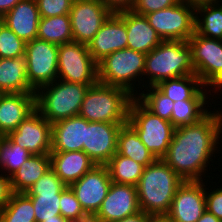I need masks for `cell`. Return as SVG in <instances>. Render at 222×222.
Returning a JSON list of instances; mask_svg holds the SVG:
<instances>
[{"label": "cell", "instance_id": "cell-20", "mask_svg": "<svg viewBox=\"0 0 222 222\" xmlns=\"http://www.w3.org/2000/svg\"><path fill=\"white\" fill-rule=\"evenodd\" d=\"M116 14L126 25L127 48L147 54L163 41L151 27L145 15L134 13L132 10H124Z\"/></svg>", "mask_w": 222, "mask_h": 222}, {"label": "cell", "instance_id": "cell-11", "mask_svg": "<svg viewBox=\"0 0 222 222\" xmlns=\"http://www.w3.org/2000/svg\"><path fill=\"white\" fill-rule=\"evenodd\" d=\"M27 79L36 91L58 79V45L33 39L25 45Z\"/></svg>", "mask_w": 222, "mask_h": 222}, {"label": "cell", "instance_id": "cell-29", "mask_svg": "<svg viewBox=\"0 0 222 222\" xmlns=\"http://www.w3.org/2000/svg\"><path fill=\"white\" fill-rule=\"evenodd\" d=\"M219 5L217 2L195 8V32L198 35L222 40V3ZM198 13H203L202 19Z\"/></svg>", "mask_w": 222, "mask_h": 222}, {"label": "cell", "instance_id": "cell-23", "mask_svg": "<svg viewBox=\"0 0 222 222\" xmlns=\"http://www.w3.org/2000/svg\"><path fill=\"white\" fill-rule=\"evenodd\" d=\"M51 168L66 186L79 180L96 163L84 151L50 152Z\"/></svg>", "mask_w": 222, "mask_h": 222}, {"label": "cell", "instance_id": "cell-38", "mask_svg": "<svg viewBox=\"0 0 222 222\" xmlns=\"http://www.w3.org/2000/svg\"><path fill=\"white\" fill-rule=\"evenodd\" d=\"M66 185L50 168L26 193H61Z\"/></svg>", "mask_w": 222, "mask_h": 222}, {"label": "cell", "instance_id": "cell-27", "mask_svg": "<svg viewBox=\"0 0 222 222\" xmlns=\"http://www.w3.org/2000/svg\"><path fill=\"white\" fill-rule=\"evenodd\" d=\"M117 153L133 159L144 167L152 164L156 160L155 156L142 143L136 131L128 123L120 128Z\"/></svg>", "mask_w": 222, "mask_h": 222}, {"label": "cell", "instance_id": "cell-49", "mask_svg": "<svg viewBox=\"0 0 222 222\" xmlns=\"http://www.w3.org/2000/svg\"><path fill=\"white\" fill-rule=\"evenodd\" d=\"M43 222H68V221L61 215H56V219L44 220Z\"/></svg>", "mask_w": 222, "mask_h": 222}, {"label": "cell", "instance_id": "cell-18", "mask_svg": "<svg viewBox=\"0 0 222 222\" xmlns=\"http://www.w3.org/2000/svg\"><path fill=\"white\" fill-rule=\"evenodd\" d=\"M128 34L125 22L112 13L87 45L92 58L98 63L107 55L127 48Z\"/></svg>", "mask_w": 222, "mask_h": 222}, {"label": "cell", "instance_id": "cell-33", "mask_svg": "<svg viewBox=\"0 0 222 222\" xmlns=\"http://www.w3.org/2000/svg\"><path fill=\"white\" fill-rule=\"evenodd\" d=\"M32 154L15 144L7 135L0 140V168L11 177Z\"/></svg>", "mask_w": 222, "mask_h": 222}, {"label": "cell", "instance_id": "cell-7", "mask_svg": "<svg viewBox=\"0 0 222 222\" xmlns=\"http://www.w3.org/2000/svg\"><path fill=\"white\" fill-rule=\"evenodd\" d=\"M145 58L146 54L129 48L107 55L97 63L98 82L124 88L136 97L137 90L132 85L137 76H144Z\"/></svg>", "mask_w": 222, "mask_h": 222}, {"label": "cell", "instance_id": "cell-4", "mask_svg": "<svg viewBox=\"0 0 222 222\" xmlns=\"http://www.w3.org/2000/svg\"><path fill=\"white\" fill-rule=\"evenodd\" d=\"M90 86L57 79L35 91V108L51 124L77 116Z\"/></svg>", "mask_w": 222, "mask_h": 222}, {"label": "cell", "instance_id": "cell-42", "mask_svg": "<svg viewBox=\"0 0 222 222\" xmlns=\"http://www.w3.org/2000/svg\"><path fill=\"white\" fill-rule=\"evenodd\" d=\"M12 194L10 177L0 174V211L9 202Z\"/></svg>", "mask_w": 222, "mask_h": 222}, {"label": "cell", "instance_id": "cell-51", "mask_svg": "<svg viewBox=\"0 0 222 222\" xmlns=\"http://www.w3.org/2000/svg\"><path fill=\"white\" fill-rule=\"evenodd\" d=\"M0 222H4V221H3V216H2V214H1V211H0Z\"/></svg>", "mask_w": 222, "mask_h": 222}, {"label": "cell", "instance_id": "cell-14", "mask_svg": "<svg viewBox=\"0 0 222 222\" xmlns=\"http://www.w3.org/2000/svg\"><path fill=\"white\" fill-rule=\"evenodd\" d=\"M7 136L32 155L50 154L51 152L52 124L36 109Z\"/></svg>", "mask_w": 222, "mask_h": 222}, {"label": "cell", "instance_id": "cell-47", "mask_svg": "<svg viewBox=\"0 0 222 222\" xmlns=\"http://www.w3.org/2000/svg\"><path fill=\"white\" fill-rule=\"evenodd\" d=\"M197 222H222L214 214L209 213L207 210L197 220Z\"/></svg>", "mask_w": 222, "mask_h": 222}, {"label": "cell", "instance_id": "cell-37", "mask_svg": "<svg viewBox=\"0 0 222 222\" xmlns=\"http://www.w3.org/2000/svg\"><path fill=\"white\" fill-rule=\"evenodd\" d=\"M26 43L4 23L0 25V58L25 56Z\"/></svg>", "mask_w": 222, "mask_h": 222}, {"label": "cell", "instance_id": "cell-9", "mask_svg": "<svg viewBox=\"0 0 222 222\" xmlns=\"http://www.w3.org/2000/svg\"><path fill=\"white\" fill-rule=\"evenodd\" d=\"M58 79L85 85L98 82L97 62L86 44L73 41L58 45Z\"/></svg>", "mask_w": 222, "mask_h": 222}, {"label": "cell", "instance_id": "cell-6", "mask_svg": "<svg viewBox=\"0 0 222 222\" xmlns=\"http://www.w3.org/2000/svg\"><path fill=\"white\" fill-rule=\"evenodd\" d=\"M127 123L156 159H162L166 155L175 131L170 121L154 115L134 97L129 106Z\"/></svg>", "mask_w": 222, "mask_h": 222}, {"label": "cell", "instance_id": "cell-40", "mask_svg": "<svg viewBox=\"0 0 222 222\" xmlns=\"http://www.w3.org/2000/svg\"><path fill=\"white\" fill-rule=\"evenodd\" d=\"M179 0H135L131 9L134 13L146 15L175 5Z\"/></svg>", "mask_w": 222, "mask_h": 222}, {"label": "cell", "instance_id": "cell-34", "mask_svg": "<svg viewBox=\"0 0 222 222\" xmlns=\"http://www.w3.org/2000/svg\"><path fill=\"white\" fill-rule=\"evenodd\" d=\"M32 201L36 222L56 219L60 214L61 193H26Z\"/></svg>", "mask_w": 222, "mask_h": 222}, {"label": "cell", "instance_id": "cell-8", "mask_svg": "<svg viewBox=\"0 0 222 222\" xmlns=\"http://www.w3.org/2000/svg\"><path fill=\"white\" fill-rule=\"evenodd\" d=\"M145 17L163 41H188L195 32V8L181 0Z\"/></svg>", "mask_w": 222, "mask_h": 222}, {"label": "cell", "instance_id": "cell-21", "mask_svg": "<svg viewBox=\"0 0 222 222\" xmlns=\"http://www.w3.org/2000/svg\"><path fill=\"white\" fill-rule=\"evenodd\" d=\"M88 121L77 115L52 124L51 152L83 151Z\"/></svg>", "mask_w": 222, "mask_h": 222}, {"label": "cell", "instance_id": "cell-16", "mask_svg": "<svg viewBox=\"0 0 222 222\" xmlns=\"http://www.w3.org/2000/svg\"><path fill=\"white\" fill-rule=\"evenodd\" d=\"M121 126V124L88 121V127H85L83 151L96 165H105L117 152Z\"/></svg>", "mask_w": 222, "mask_h": 222}, {"label": "cell", "instance_id": "cell-13", "mask_svg": "<svg viewBox=\"0 0 222 222\" xmlns=\"http://www.w3.org/2000/svg\"><path fill=\"white\" fill-rule=\"evenodd\" d=\"M112 181L106 165H95L69 187L84 212L92 218L100 209Z\"/></svg>", "mask_w": 222, "mask_h": 222}, {"label": "cell", "instance_id": "cell-30", "mask_svg": "<svg viewBox=\"0 0 222 222\" xmlns=\"http://www.w3.org/2000/svg\"><path fill=\"white\" fill-rule=\"evenodd\" d=\"M111 181L117 184L136 186L141 178L144 166L133 159L124 157L117 152L105 164Z\"/></svg>", "mask_w": 222, "mask_h": 222}, {"label": "cell", "instance_id": "cell-41", "mask_svg": "<svg viewBox=\"0 0 222 222\" xmlns=\"http://www.w3.org/2000/svg\"><path fill=\"white\" fill-rule=\"evenodd\" d=\"M206 189V210L222 221V188L213 189L210 193H207Z\"/></svg>", "mask_w": 222, "mask_h": 222}, {"label": "cell", "instance_id": "cell-5", "mask_svg": "<svg viewBox=\"0 0 222 222\" xmlns=\"http://www.w3.org/2000/svg\"><path fill=\"white\" fill-rule=\"evenodd\" d=\"M195 74L188 41H162L146 54L144 76L149 86L166 79Z\"/></svg>", "mask_w": 222, "mask_h": 222}, {"label": "cell", "instance_id": "cell-28", "mask_svg": "<svg viewBox=\"0 0 222 222\" xmlns=\"http://www.w3.org/2000/svg\"><path fill=\"white\" fill-rule=\"evenodd\" d=\"M37 39L57 45L73 42L69 14L40 17Z\"/></svg>", "mask_w": 222, "mask_h": 222}, {"label": "cell", "instance_id": "cell-45", "mask_svg": "<svg viewBox=\"0 0 222 222\" xmlns=\"http://www.w3.org/2000/svg\"><path fill=\"white\" fill-rule=\"evenodd\" d=\"M21 0H0V14L4 16Z\"/></svg>", "mask_w": 222, "mask_h": 222}, {"label": "cell", "instance_id": "cell-44", "mask_svg": "<svg viewBox=\"0 0 222 222\" xmlns=\"http://www.w3.org/2000/svg\"><path fill=\"white\" fill-rule=\"evenodd\" d=\"M150 217L151 215L143 211H139L133 215L127 216L126 218L114 222H149Z\"/></svg>", "mask_w": 222, "mask_h": 222}, {"label": "cell", "instance_id": "cell-15", "mask_svg": "<svg viewBox=\"0 0 222 222\" xmlns=\"http://www.w3.org/2000/svg\"><path fill=\"white\" fill-rule=\"evenodd\" d=\"M141 211L137 188L112 182L100 209L91 218L93 222H114Z\"/></svg>", "mask_w": 222, "mask_h": 222}, {"label": "cell", "instance_id": "cell-36", "mask_svg": "<svg viewBox=\"0 0 222 222\" xmlns=\"http://www.w3.org/2000/svg\"><path fill=\"white\" fill-rule=\"evenodd\" d=\"M60 214L67 221L72 222H89L91 220L69 186H66L60 194Z\"/></svg>", "mask_w": 222, "mask_h": 222}, {"label": "cell", "instance_id": "cell-25", "mask_svg": "<svg viewBox=\"0 0 222 222\" xmlns=\"http://www.w3.org/2000/svg\"><path fill=\"white\" fill-rule=\"evenodd\" d=\"M156 87L173 102L208 99L207 92L203 91L205 86L195 74L162 80Z\"/></svg>", "mask_w": 222, "mask_h": 222}, {"label": "cell", "instance_id": "cell-50", "mask_svg": "<svg viewBox=\"0 0 222 222\" xmlns=\"http://www.w3.org/2000/svg\"><path fill=\"white\" fill-rule=\"evenodd\" d=\"M3 23V16L0 14V25Z\"/></svg>", "mask_w": 222, "mask_h": 222}, {"label": "cell", "instance_id": "cell-32", "mask_svg": "<svg viewBox=\"0 0 222 222\" xmlns=\"http://www.w3.org/2000/svg\"><path fill=\"white\" fill-rule=\"evenodd\" d=\"M1 214L4 222H36L31 198L26 193H13Z\"/></svg>", "mask_w": 222, "mask_h": 222}, {"label": "cell", "instance_id": "cell-22", "mask_svg": "<svg viewBox=\"0 0 222 222\" xmlns=\"http://www.w3.org/2000/svg\"><path fill=\"white\" fill-rule=\"evenodd\" d=\"M39 21L36 0H21L3 16V23L25 43L37 38Z\"/></svg>", "mask_w": 222, "mask_h": 222}, {"label": "cell", "instance_id": "cell-3", "mask_svg": "<svg viewBox=\"0 0 222 222\" xmlns=\"http://www.w3.org/2000/svg\"><path fill=\"white\" fill-rule=\"evenodd\" d=\"M133 98L124 88L97 82L87 90L78 115L90 122L123 126L128 121L129 106Z\"/></svg>", "mask_w": 222, "mask_h": 222}, {"label": "cell", "instance_id": "cell-26", "mask_svg": "<svg viewBox=\"0 0 222 222\" xmlns=\"http://www.w3.org/2000/svg\"><path fill=\"white\" fill-rule=\"evenodd\" d=\"M50 168V154L31 155L10 177L13 193H26Z\"/></svg>", "mask_w": 222, "mask_h": 222}, {"label": "cell", "instance_id": "cell-48", "mask_svg": "<svg viewBox=\"0 0 222 222\" xmlns=\"http://www.w3.org/2000/svg\"><path fill=\"white\" fill-rule=\"evenodd\" d=\"M149 222H173L167 215H151Z\"/></svg>", "mask_w": 222, "mask_h": 222}, {"label": "cell", "instance_id": "cell-12", "mask_svg": "<svg viewBox=\"0 0 222 222\" xmlns=\"http://www.w3.org/2000/svg\"><path fill=\"white\" fill-rule=\"evenodd\" d=\"M111 14L100 0H74L69 13L73 41L88 45Z\"/></svg>", "mask_w": 222, "mask_h": 222}, {"label": "cell", "instance_id": "cell-1", "mask_svg": "<svg viewBox=\"0 0 222 222\" xmlns=\"http://www.w3.org/2000/svg\"><path fill=\"white\" fill-rule=\"evenodd\" d=\"M214 112H209L197 123L175 128L162 160L184 181L203 182L201 175L217 150L216 144L222 134V112Z\"/></svg>", "mask_w": 222, "mask_h": 222}, {"label": "cell", "instance_id": "cell-2", "mask_svg": "<svg viewBox=\"0 0 222 222\" xmlns=\"http://www.w3.org/2000/svg\"><path fill=\"white\" fill-rule=\"evenodd\" d=\"M184 180L162 159L144 167L137 188L141 211L149 215H167L177 189Z\"/></svg>", "mask_w": 222, "mask_h": 222}, {"label": "cell", "instance_id": "cell-46", "mask_svg": "<svg viewBox=\"0 0 222 222\" xmlns=\"http://www.w3.org/2000/svg\"><path fill=\"white\" fill-rule=\"evenodd\" d=\"M181 1L187 3L190 6H193L194 8L205 4L220 2L219 0H181Z\"/></svg>", "mask_w": 222, "mask_h": 222}, {"label": "cell", "instance_id": "cell-19", "mask_svg": "<svg viewBox=\"0 0 222 222\" xmlns=\"http://www.w3.org/2000/svg\"><path fill=\"white\" fill-rule=\"evenodd\" d=\"M35 109V93H1L0 133L14 131Z\"/></svg>", "mask_w": 222, "mask_h": 222}, {"label": "cell", "instance_id": "cell-17", "mask_svg": "<svg viewBox=\"0 0 222 222\" xmlns=\"http://www.w3.org/2000/svg\"><path fill=\"white\" fill-rule=\"evenodd\" d=\"M205 210V185L201 181H184L174 195L167 216L173 222H197Z\"/></svg>", "mask_w": 222, "mask_h": 222}, {"label": "cell", "instance_id": "cell-39", "mask_svg": "<svg viewBox=\"0 0 222 222\" xmlns=\"http://www.w3.org/2000/svg\"><path fill=\"white\" fill-rule=\"evenodd\" d=\"M74 0H36L40 17L69 14Z\"/></svg>", "mask_w": 222, "mask_h": 222}, {"label": "cell", "instance_id": "cell-35", "mask_svg": "<svg viewBox=\"0 0 222 222\" xmlns=\"http://www.w3.org/2000/svg\"><path fill=\"white\" fill-rule=\"evenodd\" d=\"M146 94L142 93L136 97L149 111L171 122V114L174 102L165 96L156 86H149Z\"/></svg>", "mask_w": 222, "mask_h": 222}, {"label": "cell", "instance_id": "cell-10", "mask_svg": "<svg viewBox=\"0 0 222 222\" xmlns=\"http://www.w3.org/2000/svg\"><path fill=\"white\" fill-rule=\"evenodd\" d=\"M195 75L206 86L222 87V40L198 35L188 40Z\"/></svg>", "mask_w": 222, "mask_h": 222}, {"label": "cell", "instance_id": "cell-31", "mask_svg": "<svg viewBox=\"0 0 222 222\" xmlns=\"http://www.w3.org/2000/svg\"><path fill=\"white\" fill-rule=\"evenodd\" d=\"M206 104V100H184L174 102L171 114L172 125L175 128H179L199 122L209 113V111L204 108Z\"/></svg>", "mask_w": 222, "mask_h": 222}, {"label": "cell", "instance_id": "cell-43", "mask_svg": "<svg viewBox=\"0 0 222 222\" xmlns=\"http://www.w3.org/2000/svg\"><path fill=\"white\" fill-rule=\"evenodd\" d=\"M112 13L131 10L135 0H100Z\"/></svg>", "mask_w": 222, "mask_h": 222}, {"label": "cell", "instance_id": "cell-24", "mask_svg": "<svg viewBox=\"0 0 222 222\" xmlns=\"http://www.w3.org/2000/svg\"><path fill=\"white\" fill-rule=\"evenodd\" d=\"M0 93H36L28 83L25 56L0 58Z\"/></svg>", "mask_w": 222, "mask_h": 222}]
</instances>
